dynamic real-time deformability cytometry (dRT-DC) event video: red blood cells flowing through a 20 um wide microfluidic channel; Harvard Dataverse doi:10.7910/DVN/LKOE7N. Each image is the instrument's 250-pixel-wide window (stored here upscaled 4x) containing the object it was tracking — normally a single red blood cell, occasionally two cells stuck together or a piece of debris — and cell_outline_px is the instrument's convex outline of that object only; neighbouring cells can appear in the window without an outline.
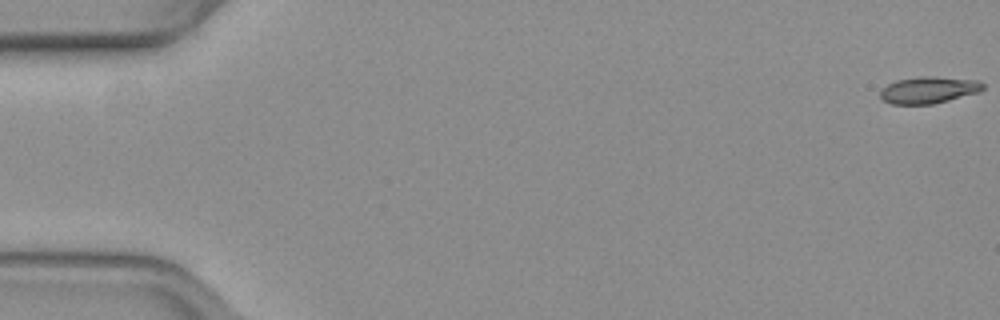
{"species": "common noctule bat (a hibernating species)", "species_latin": "Nyctalus noctula", "temperature_condition": "warm", "stored_images_in_passage": 17, "camera_frame_rate_fps": 3000, "um_per_image_px": 0.085, "animal": {"sex": "female", "body_mass_g": 19.3, "forearm_length_mm": 54.1}, "frame": {"image": 1, "passage_image": 1, "time_ms": 0.0, "image_size_px": [1000, 320], "cell_outline_px": [[984, 88], [980, 92], [932, 104], [892, 104], [884, 100], [880, 96], [880, 92], [888, 84], [896, 80], [920, 76], [928, 76], [976, 80], [984, 84]], "centroid_in_image_um": [78.94, 7.65], "position_along_channel_um": 6.1, "area_um2": 15.84}}
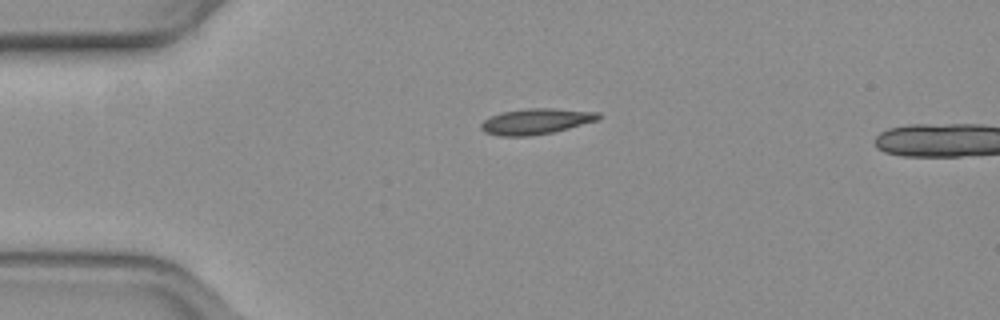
{"frame": {"image": 2, "passage_image": 14, "time_ms": 4.333, "image_size_px": [1000, 320], "cell_outline_px": [[600, 116], [596, 120], [568, 128], [552, 132], [528, 136], [500, 136], [484, 132], [480, 128], [480, 124], [484, 120], [500, 112], [528, 108], [548, 108], [600, 112]], "centroid_in_image_um": [45.51, 10.31], "position_along_channel_um": 39.5, "area_um2": 17.4}}